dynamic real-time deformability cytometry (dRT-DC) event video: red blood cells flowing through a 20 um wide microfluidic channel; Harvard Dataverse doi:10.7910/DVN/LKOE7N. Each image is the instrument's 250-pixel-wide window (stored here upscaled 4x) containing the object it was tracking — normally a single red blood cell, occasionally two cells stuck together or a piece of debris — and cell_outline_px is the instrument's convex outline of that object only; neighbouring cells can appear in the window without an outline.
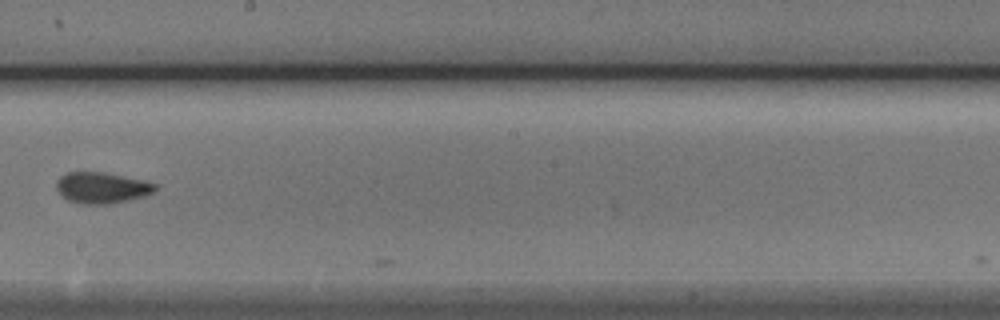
{"species": "Egyptian fruit bat (a non-hibernating species)", "species_latin": "Rousettus aegyptiacus", "temperature_condition": "cold", "stored_images_in_passage": 33, "segment_of_instrument_passage": [2, 2], "camera_frame_rate_fps": 3000, "um_per_image_px": 0.085, "animal": {"sex": "male"}, "frame": {"image": 1, "passage_image": 32, "time_ms": 10.333, "image_size_px": [1000, 320], "cell_outline_px": [[156, 192], [144, 196], [112, 204], [80, 204], [68, 200], [56, 188], [56, 180], [60, 176], [68, 172], [104, 172], [144, 180], [156, 184]], "centroid_in_image_um": [8.67, 15.96], "position_along_channel_um": 239.5, "area_um2": 17.98}}